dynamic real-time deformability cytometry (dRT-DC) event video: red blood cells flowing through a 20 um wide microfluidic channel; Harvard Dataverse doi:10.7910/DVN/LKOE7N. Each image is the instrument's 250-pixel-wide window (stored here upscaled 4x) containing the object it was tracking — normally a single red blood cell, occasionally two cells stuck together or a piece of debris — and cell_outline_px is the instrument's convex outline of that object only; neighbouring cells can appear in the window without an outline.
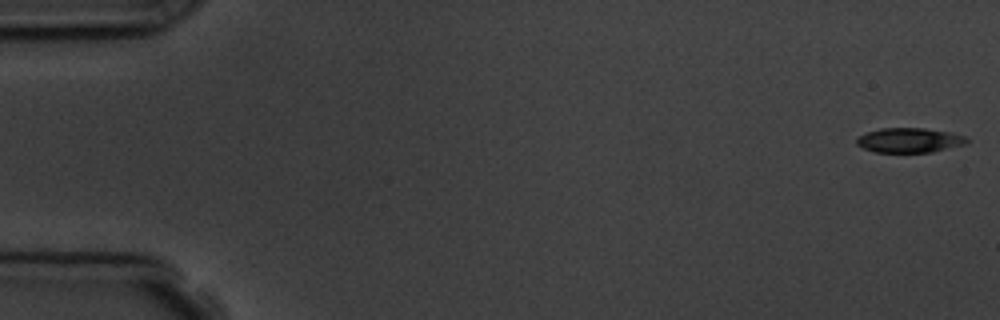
{"species": "common noctule bat (a hibernating species)", "species_latin": "Nyctalus noctula", "temperature_condition": "room temperature", "stored_images_in_passage": 5, "camera_frame_rate_fps": 3000, "um_per_image_px": 0.085, "animal": {"sex": "male", "body_mass_g": 19.5, "forearm_length_mm": 54.6}, "frame": {"image": 1, "passage_image": 1, "time_ms": 0.0, "image_size_px": [1000, 320], "cell_outline_px": [[968, 144], [932, 152], [876, 152], [864, 148], [856, 144], [856, 140], [860, 136], [868, 132], [880, 128], [924, 128], [948, 132], [964, 136], [968, 140]], "centroid_in_image_um": [77.32, 11.92], "position_along_channel_um": 7.7, "area_um2": 15.72}}
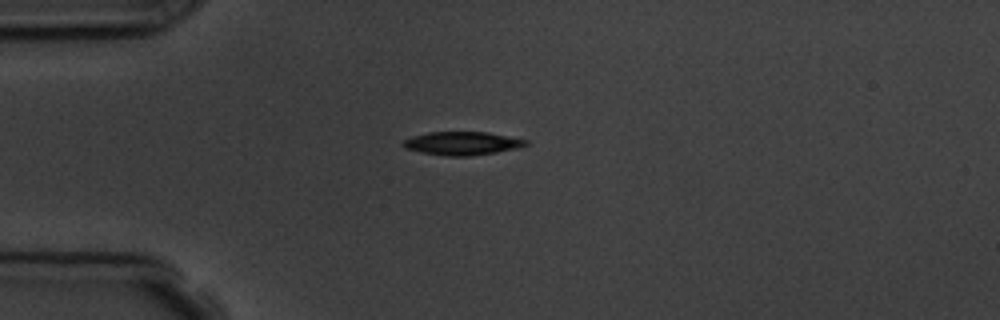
{"frame": {"image": 2, "passage_image": 4, "time_ms": 4.333, "image_size_px": [1000, 320], "cell_outline_px": [[528, 144], [520, 148], [472, 156], [448, 156], [424, 152], [404, 148], [400, 144], [404, 140], [412, 136], [428, 132], [488, 132], [528, 140]], "centroid_in_image_um": [39.3, 12.18], "position_along_channel_um": 45.7, "area_um2": 16.7}}
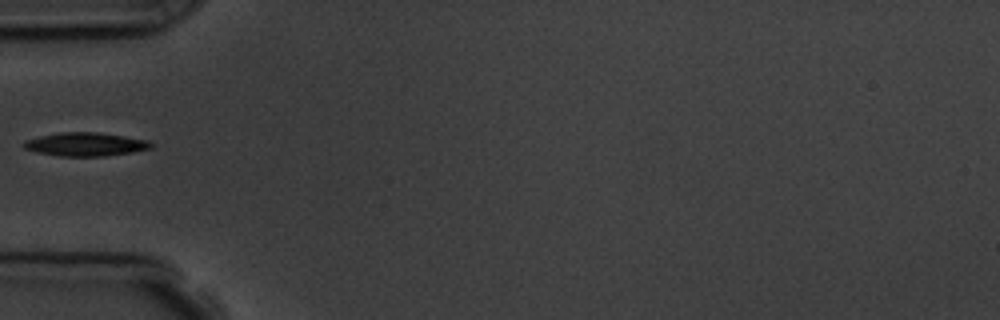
{"frame": {"image": 3, "passage_image": 5, "time_ms": 5.667, "image_size_px": [1000, 320], "cell_outline_px": [[156, 144], [152, 148], [132, 152], [104, 156], [60, 156], [36, 152], [24, 148], [20, 144], [24, 140], [40, 136], [60, 132], [96, 132], [124, 136], [148, 140]], "centroid_in_image_um": [7.26, 12.26], "position_along_channel_um": 77.7, "area_um2": 17.57}}